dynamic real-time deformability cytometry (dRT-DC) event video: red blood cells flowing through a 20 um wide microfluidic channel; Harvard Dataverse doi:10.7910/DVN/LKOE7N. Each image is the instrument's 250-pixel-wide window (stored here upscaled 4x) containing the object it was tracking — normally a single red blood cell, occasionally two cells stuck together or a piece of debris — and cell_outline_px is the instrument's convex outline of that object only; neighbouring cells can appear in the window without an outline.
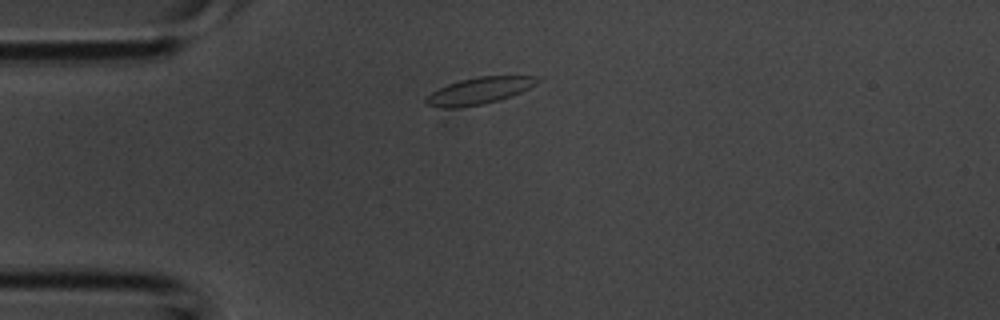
{"species": "common noctule bat (a hibernating species)", "species_latin": "Nyctalus noctula", "temperature_condition": "room temperature", "stored_images_in_passage": 2, "camera_frame_rate_fps": 3000, "um_per_image_px": 0.085, "animal": {"sex": "male", "body_mass_g": 20.1, "forearm_length_mm": 53.5}, "frame": {"image": 1, "passage_image": 1, "time_ms": 0.0, "image_size_px": [1000, 320], "cell_outline_px": [[544, 76], [536, 84], [512, 96], [500, 100], [484, 104], [460, 108], [444, 108], [424, 104], [424, 96], [448, 84], [460, 80], [480, 76]], "centroid_in_image_um": [40.73, 7.72], "position_along_channel_um": 44.3, "area_um2": 17.57}}